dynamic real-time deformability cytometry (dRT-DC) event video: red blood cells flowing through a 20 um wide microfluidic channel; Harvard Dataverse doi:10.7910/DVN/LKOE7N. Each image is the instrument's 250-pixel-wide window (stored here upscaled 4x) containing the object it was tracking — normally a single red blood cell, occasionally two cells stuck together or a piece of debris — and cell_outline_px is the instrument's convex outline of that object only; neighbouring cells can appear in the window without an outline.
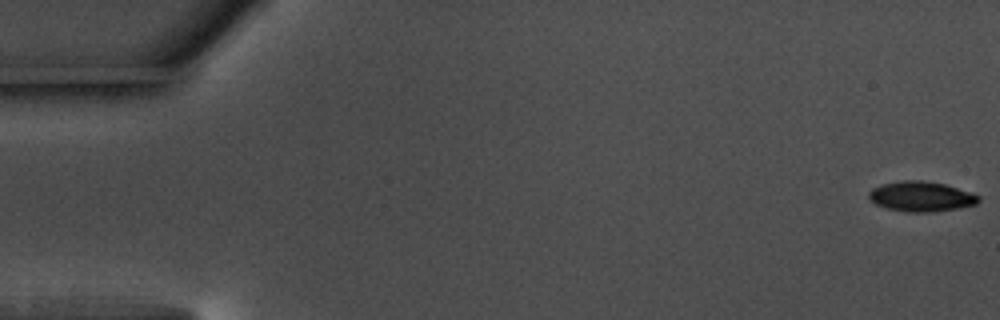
{"species": "common noctule bat (a hibernating species)", "species_latin": "Nyctalus noctula", "temperature_condition": "warm", "stored_images_in_passage": 57, "camera_frame_rate_fps": 3000, "um_per_image_px": 0.085, "animal": {"sex": "male", "body_mass_g": 17.5, "forearm_length_mm": 52.3}, "frame": {"image": 1, "passage_image": 1, "time_ms": 0.0, "image_size_px": [1000, 320], "cell_outline_px": [[980, 200], [976, 204], [956, 208], [932, 212], [908, 212], [888, 208], [876, 204], [868, 196], [868, 192], [872, 188], [880, 184], [900, 180], [920, 180], [944, 184], [972, 192], [980, 196]], "centroid_in_image_um": [78.29, 16.69], "position_along_channel_um": 6.7, "area_um2": 19.19}}
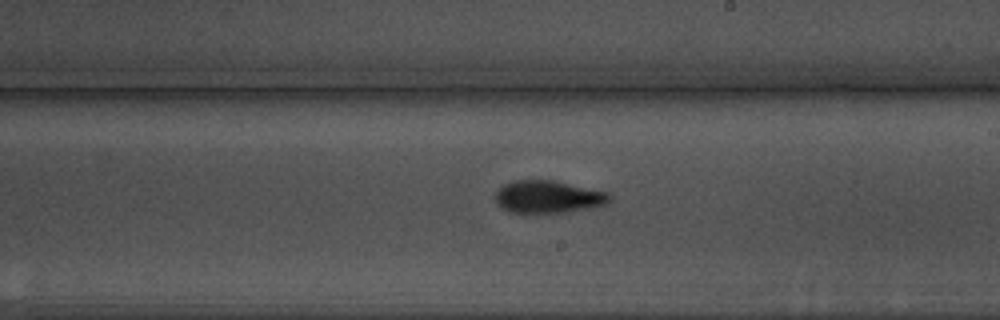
{"frame": {"image": 2, "passage_image": 33, "time_ms": 10.667, "image_size_px": [1000, 320], "cell_outline_px": [[612, 200], [608, 204], [568, 212], [508, 212], [500, 208], [496, 204], [496, 192], [504, 184], [512, 180], [552, 180], [608, 192], [612, 196]], "centroid_in_image_um": [46.6, 16.73], "position_along_channel_um": 242.4, "area_um2": 21.68}}
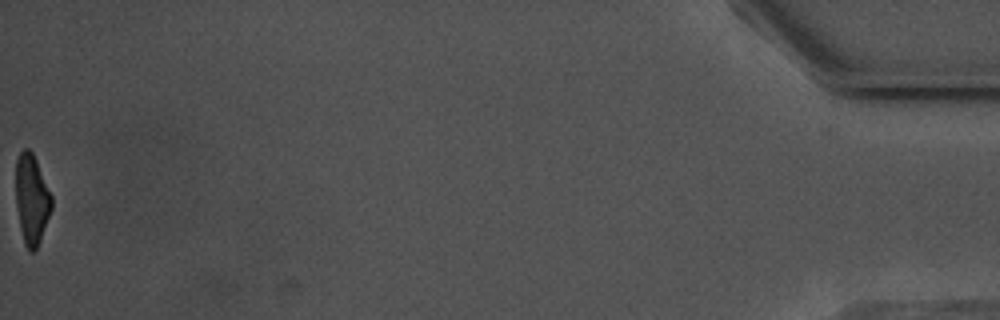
{"frame": {"image": 3, "passage_image": 57, "time_ms": 18.667, "image_size_px": [1000, 320], "cell_outline_px": [[52, 208], [40, 240], [36, 248], [32, 252], [28, 252], [24, 244], [20, 228], [16, 204], [16, 160], [20, 152], [24, 148], [28, 148], [32, 152], [36, 160], [52, 196]], "centroid_in_image_um": [2.69, 16.94], "position_along_channel_um": 432.5, "area_um2": 18.67}, "authors_computed_cell_mechanics": {"area_um2": 20.0566, "velocity_mm_per_s": 3.6569, "shape_relaxation_time_tau1_ms": 2.6696, "shape_relaxation_time_tau2_ms": 4.2615, "deformation_change_tau1": 0.1559, "deformation_change_tau2": 0.1256}}